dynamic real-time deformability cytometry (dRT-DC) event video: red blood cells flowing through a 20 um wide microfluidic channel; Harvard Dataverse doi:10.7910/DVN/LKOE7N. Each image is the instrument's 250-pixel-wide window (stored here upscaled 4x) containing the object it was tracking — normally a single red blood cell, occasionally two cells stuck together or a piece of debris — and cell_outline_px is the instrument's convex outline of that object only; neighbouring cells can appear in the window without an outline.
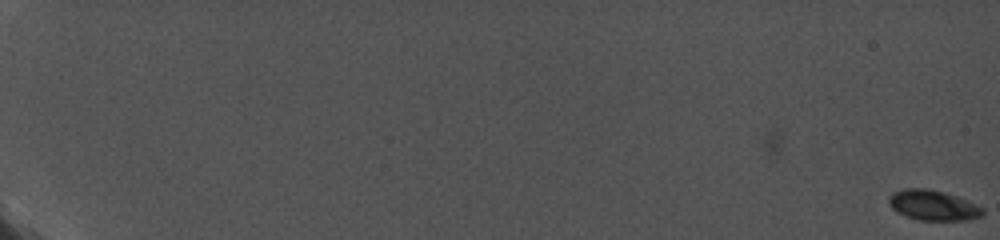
{"species": "common noctule bat (a hibernating species)", "species_latin": "Nyctalus noctula", "temperature_condition": "cold", "stored_images_in_passage": 21, "camera_frame_rate_fps": 5000, "um_per_image_px": 0.085, "animal": {"sex": "female", "body_mass_g": 19.0, "forearm_length_mm": 56.7}, "frame": {"image": 1, "passage_image": 1, "time_ms": 0.0, "image_size_px": [1000, 240], "cell_outline_px": [[984, 216], [968, 220], [920, 220], [896, 212], [888, 204], [888, 196], [892, 192], [904, 188], [928, 188], [944, 192], [968, 200], [984, 208]], "centroid_in_image_um": [79.32, 17.44], "position_along_channel_um": 5.7, "area_um2": 16.76}}
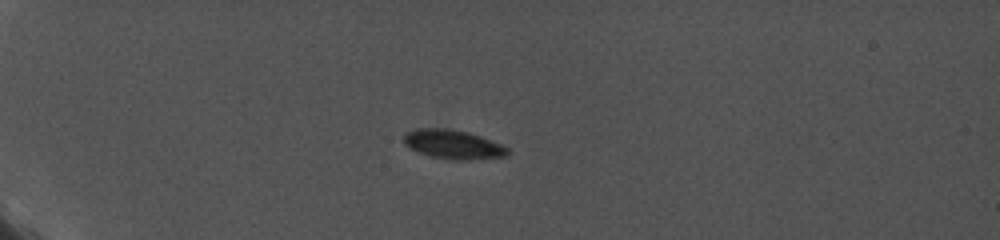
{"frame": {"image": 2, "passage_image": 16, "time_ms": 6.6, "image_size_px": [1000, 240], "cell_outline_px": [[508, 152], [504, 156], [460, 160], [456, 160], [432, 156], [420, 152], [404, 144], [404, 136], [408, 132], [416, 128], [448, 128], [468, 132], [480, 136], [500, 144], [508, 148]], "centroid_in_image_um": [38.49, 12.25], "position_along_channel_um": 46.5, "area_um2": 17.11}}